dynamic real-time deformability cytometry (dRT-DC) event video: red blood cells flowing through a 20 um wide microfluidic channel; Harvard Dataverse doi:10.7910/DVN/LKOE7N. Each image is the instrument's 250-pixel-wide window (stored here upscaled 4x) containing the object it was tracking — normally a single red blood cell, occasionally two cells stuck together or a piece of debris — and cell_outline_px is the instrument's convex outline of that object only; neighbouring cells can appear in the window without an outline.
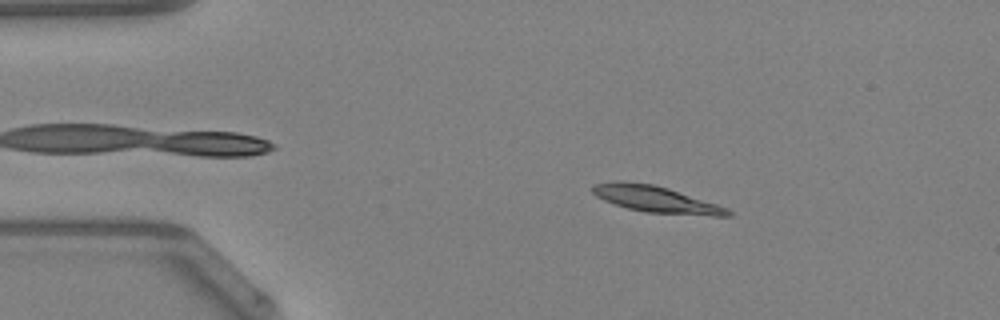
{"species": "Egyptian fruit bat (a non-hibernating species)", "species_latin": "Rousettus aegyptiacus", "temperature_condition": "warm", "stored_images_in_passage": 47, "camera_frame_rate_fps": 3000, "um_per_image_px": 0.085, "animal": {"sex": "female"}, "frame": {"image": 1, "passage_image": 8, "time_ms": 2.333, "image_size_px": [1000, 320], "cell_outline_px": [[732, 216], [712, 216], [648, 212], [628, 208], [604, 200], [596, 196], [592, 192], [592, 184], [616, 180], [620, 180], [652, 184], [668, 188], [728, 208], [732, 212]], "centroid_in_image_um": [55.74, 16.92], "position_along_channel_um": 29.3, "area_um2": 20.69}}
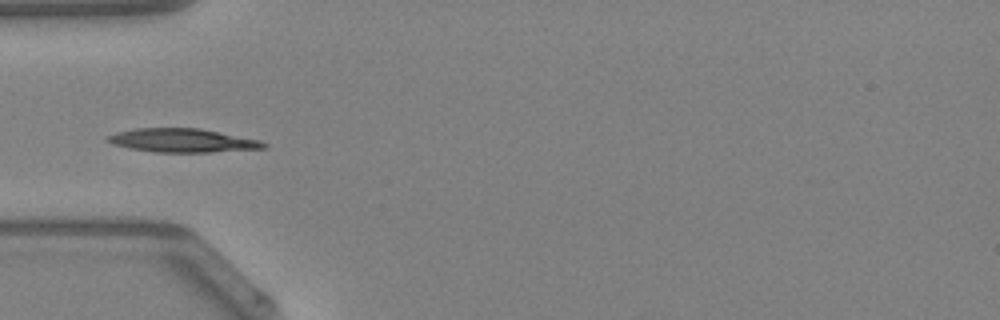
{"frame": {"image": 2, "passage_image": 15, "time_ms": 4.667, "image_size_px": [1000, 320], "cell_outline_px": [[268, 148], [208, 152], [156, 152], [128, 148], [112, 144], [104, 140], [108, 136], [120, 132], [136, 128], [200, 128], [260, 140], [268, 144]], "centroid_in_image_um": [15.53, 11.94], "position_along_channel_um": 69.5, "area_um2": 21.44}}
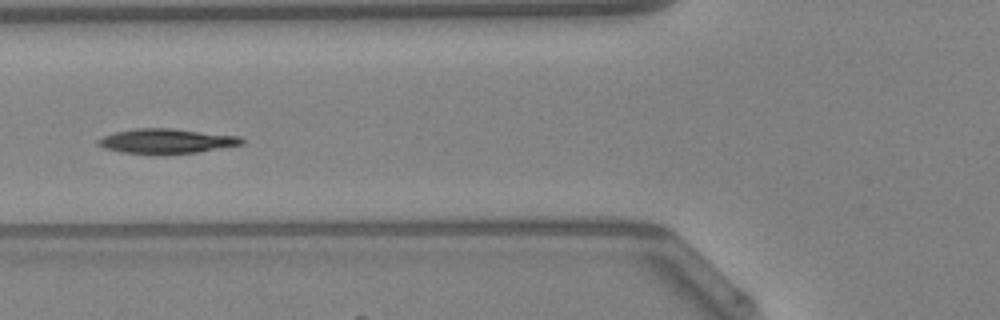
{"frame": {"image": 3, "passage_image": 18, "time_ms": 5.667, "image_size_px": [1000, 320], "cell_outline_px": [[244, 144], [196, 152], [164, 156], [160, 156], [124, 152], [104, 148], [96, 144], [96, 140], [104, 136], [116, 132], [136, 128], [168, 128], [236, 136], [244, 140]], "centroid_in_image_um": [14.09, 12.02], "position_along_channel_um": 111.7, "area_um2": 20.81}, "authors_computed_cell_mechanics": {"area_um2": 19.9988, "velocity_mm_per_s": 4.2128, "shape_relaxation_time_tau1_ms": 7.4543, "shape_relaxation_time_tau2_ms": 10.1993, "deformation_change_tau1": 0.1857, "deformation_change_tau2": 0.1414}}